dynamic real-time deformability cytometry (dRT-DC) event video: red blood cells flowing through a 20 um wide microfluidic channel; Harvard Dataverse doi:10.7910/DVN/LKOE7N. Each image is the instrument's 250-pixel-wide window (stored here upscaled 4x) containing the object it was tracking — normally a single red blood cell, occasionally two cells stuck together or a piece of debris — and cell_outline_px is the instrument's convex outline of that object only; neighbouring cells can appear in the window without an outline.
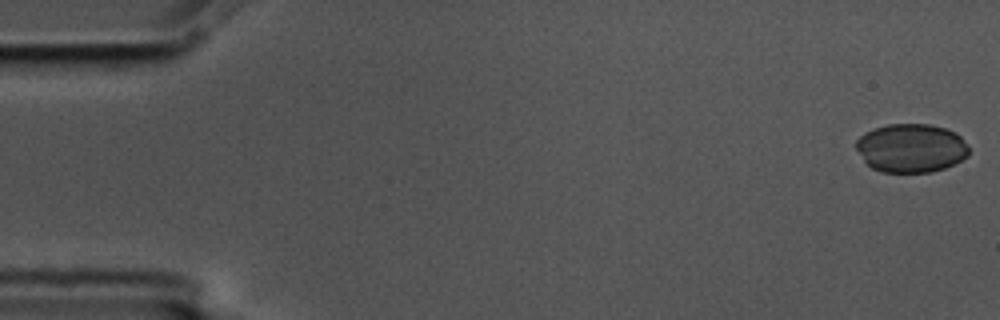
{"species": "common noctule bat (a hibernating species)", "species_latin": "Nyctalus noctula", "temperature_condition": "cold", "stored_images_in_passage": 14, "camera_frame_rate_fps": 3000, "um_per_image_px": 0.085, "animal": {"sex": "male", "body_mass_g": 17.5, "forearm_length_mm": 52.3}, "frame": {"image": 1, "passage_image": 1, "time_ms": 0.0, "image_size_px": [1000, 320], "cell_outline_px": [[968, 156], [944, 168], [932, 172], [880, 172], [872, 168], [864, 160], [856, 148], [856, 140], [864, 132], [872, 128], [888, 124], [928, 124], [944, 128], [956, 132], [968, 144]], "centroid_in_image_um": [77.43, 12.58], "position_along_channel_um": 7.6, "area_um2": 32.08}}